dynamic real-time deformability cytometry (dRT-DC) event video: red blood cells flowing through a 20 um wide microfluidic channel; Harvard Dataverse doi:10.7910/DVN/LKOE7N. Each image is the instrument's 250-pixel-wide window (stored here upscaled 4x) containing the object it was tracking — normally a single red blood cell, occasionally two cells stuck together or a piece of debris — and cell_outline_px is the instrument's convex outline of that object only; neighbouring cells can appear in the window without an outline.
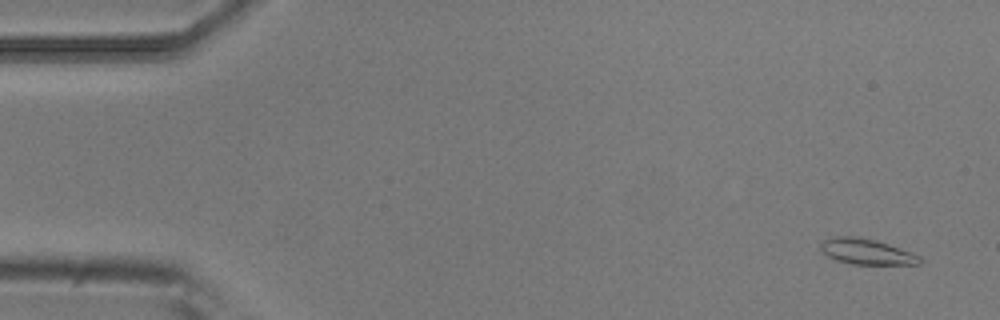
{"species": "common noctule bat (a hibernating species)", "species_latin": "Nyctalus noctula", "temperature_condition": "room temperature", "stored_images_in_passage": 5, "camera_frame_rate_fps": 3000, "um_per_image_px": 0.085, "animal": {"sex": "male", "body_mass_g": 20.5, "forearm_length_mm": 52.5}, "frame": {"image": 1, "passage_image": 1, "time_ms": 0.0, "image_size_px": [1000, 320], "cell_outline_px": [[920, 264], [852, 264], [836, 260], [828, 256], [820, 248], [820, 244], [824, 240], [836, 236], [856, 236], [876, 240], [888, 244], [920, 256]], "centroid_in_image_um": [73.62, 21.38], "position_along_channel_um": 11.4, "area_um2": 14.57}}
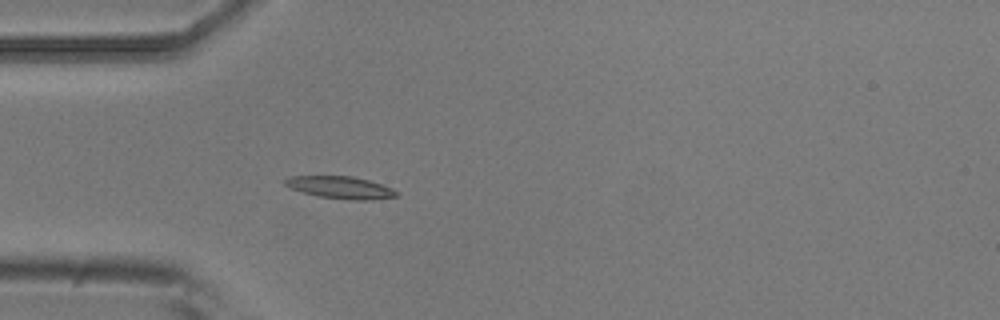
{"frame": {"image": 2, "passage_image": 5, "time_ms": 1.333, "image_size_px": [1000, 320], "cell_outline_px": [[396, 196], [372, 200], [352, 200], [316, 196], [292, 188], [284, 184], [284, 180], [288, 176], [352, 176], [368, 180], [392, 188], [396, 192]], "centroid_in_image_um": [28.91, 15.93], "position_along_channel_um": 56.1, "area_um2": 14.28}}